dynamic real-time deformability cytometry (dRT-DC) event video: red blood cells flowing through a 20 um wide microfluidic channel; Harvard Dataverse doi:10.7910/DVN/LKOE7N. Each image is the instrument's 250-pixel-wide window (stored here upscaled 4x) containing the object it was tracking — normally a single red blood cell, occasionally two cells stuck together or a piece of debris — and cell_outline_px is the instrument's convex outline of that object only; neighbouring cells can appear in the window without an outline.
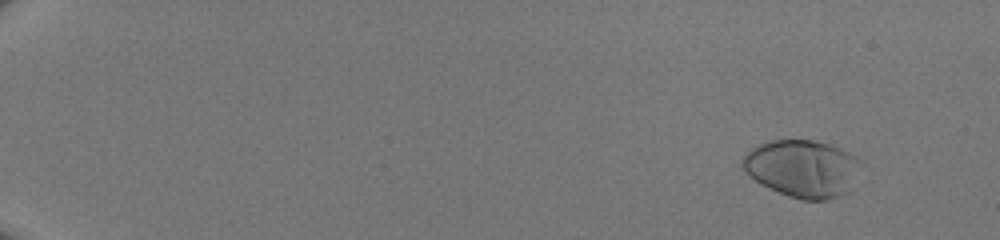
{"species": "human", "species_latin": "Homo sapiens", "temperature_condition": "room temperature", "stored_images_in_passage": 52, "camera_frame_rate_fps": 3000, "um_per_image_px": 0.085, "donor": {"sex": "male"}, "frame": {"image": 1, "passage_image": 6, "time_ms": 1.667, "image_size_px": [1000, 240], "cell_outline_px": [[860, 160], [852, 192], [840, 196], [824, 200], [800, 200], [788, 196], [760, 184], [748, 176], [740, 168], [740, 164], [744, 156], [752, 148], [760, 144], [772, 140], [812, 140], [828, 144], [840, 148], [856, 156]], "centroid_in_image_um": [68.19, 14.34], "position_along_channel_um": 16.8, "area_um2": 39.88}}
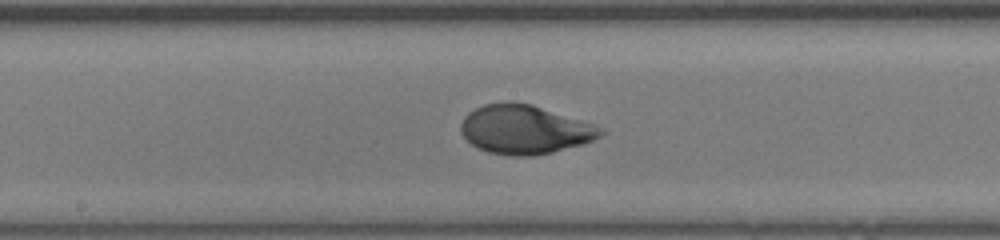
{"frame": {"image": 2, "passage_image": 32, "time_ms": 10.333, "image_size_px": [1000, 240], "cell_outline_px": [[604, 132], [600, 136], [584, 144], [552, 152], [532, 156], [512, 156], [488, 152], [476, 148], [460, 132], [460, 124], [464, 116], [468, 112], [484, 104], [508, 100], [512, 100], [532, 104], [592, 124]], "centroid_in_image_um": [44.53, 11.0], "position_along_channel_um": 203.7, "area_um2": 39.88}}
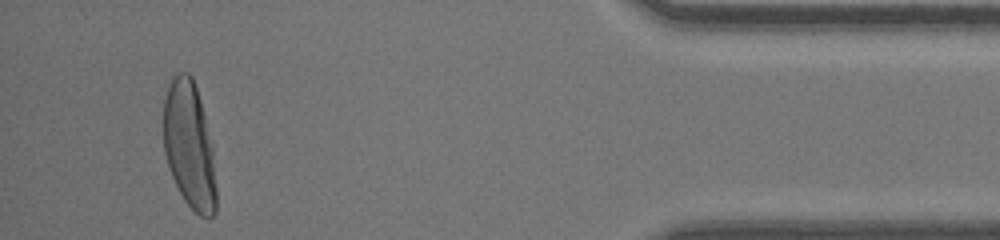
{"frame": {"image": 3, "passage_image": 50, "time_ms": 16.333, "image_size_px": [1000, 240], "cell_outline_px": [[216, 212], [212, 216], [200, 216], [184, 200], [172, 176], [164, 152], [164, 100], [168, 88], [172, 80], [180, 72], [188, 72], [192, 76], [200, 100], [212, 144], [216, 188]], "centroid_in_image_um": [16.1, 12.37], "position_along_channel_um": 419.1, "area_um2": 38.44}}